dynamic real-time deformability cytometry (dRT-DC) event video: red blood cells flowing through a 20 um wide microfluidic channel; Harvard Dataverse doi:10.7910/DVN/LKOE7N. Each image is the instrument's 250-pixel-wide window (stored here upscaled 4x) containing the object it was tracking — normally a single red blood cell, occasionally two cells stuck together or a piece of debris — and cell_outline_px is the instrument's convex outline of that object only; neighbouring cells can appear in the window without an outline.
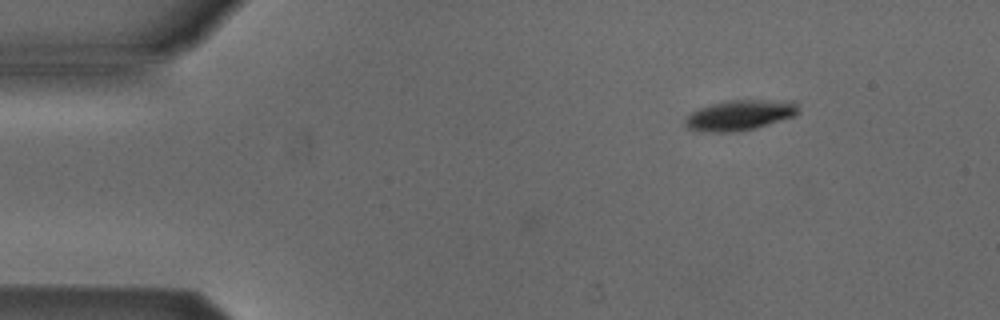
{"species": "Egyptian fruit bat (a non-hibernating species)", "species_latin": "Rousettus aegyptiacus", "temperature_condition": "cold", "stored_images_in_passage": 12, "camera_frame_rate_fps": 3000, "um_per_image_px": 0.085, "animal": {"sex": "male"}, "frame": {"image": 1, "passage_image": 12, "time_ms": 3.667, "image_size_px": [1000, 320], "cell_outline_px": [[800, 112], [792, 116], [756, 128], [732, 132], [704, 132], [688, 128], [684, 124], [684, 120], [692, 112], [700, 108], [712, 104], [728, 100], [792, 100], [796, 104]], "centroid_in_image_um": [62.88, 9.78], "position_along_channel_um": 22.1, "area_um2": 19.88}}